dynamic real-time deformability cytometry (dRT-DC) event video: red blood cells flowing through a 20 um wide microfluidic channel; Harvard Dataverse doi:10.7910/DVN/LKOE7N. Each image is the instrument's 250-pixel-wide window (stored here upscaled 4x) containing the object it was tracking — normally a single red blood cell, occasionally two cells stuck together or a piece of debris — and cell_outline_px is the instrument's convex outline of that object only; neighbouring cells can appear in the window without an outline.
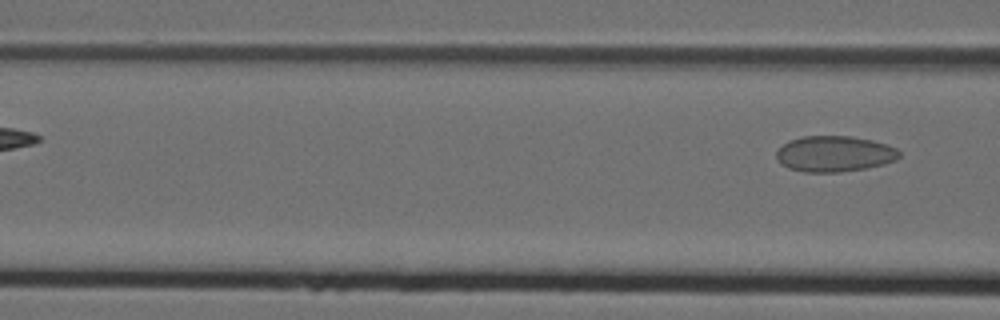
{"species": "Egyptian fruit bat (a non-hibernating species)", "species_latin": "Rousettus aegyptiacus", "temperature_condition": "cold", "stored_images_in_passage": 5, "camera_frame_rate_fps": 3000, "um_per_image_px": 0.085, "animal": {"sex": "female"}, "frame": {"image": 1, "passage_image": 5, "time_ms": 1.333, "image_size_px": [1000, 320], "cell_outline_px": [[900, 156], [896, 160], [884, 164], [868, 168], [840, 172], [804, 172], [788, 168], [780, 164], [776, 156], [776, 152], [788, 140], [804, 136], [852, 136], [872, 140], [896, 148], [900, 152]], "centroid_in_image_um": [70.92, 13.08], "position_along_channel_um": 95.7, "area_um2": 25.78}}